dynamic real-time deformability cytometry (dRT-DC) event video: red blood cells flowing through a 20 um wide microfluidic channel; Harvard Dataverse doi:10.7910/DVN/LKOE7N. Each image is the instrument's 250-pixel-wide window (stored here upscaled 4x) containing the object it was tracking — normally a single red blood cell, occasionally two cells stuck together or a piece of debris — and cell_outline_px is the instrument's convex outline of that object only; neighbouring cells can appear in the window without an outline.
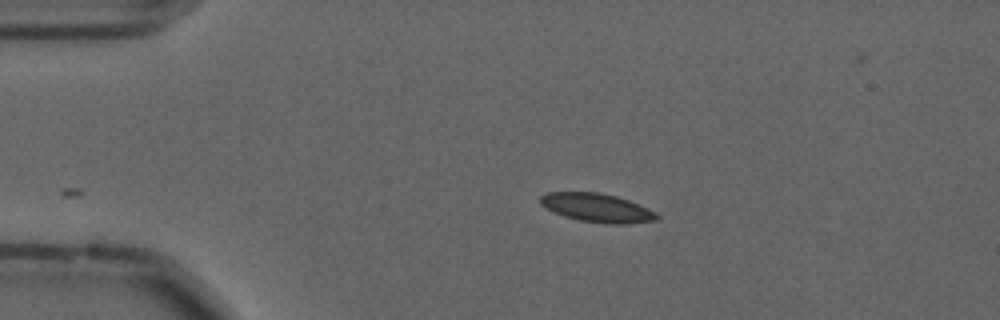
{"species": "common noctule bat (a hibernating species)", "species_latin": "Nyctalus noctula", "temperature_condition": "cold", "stored_images_in_passage": 35, "camera_frame_rate_fps": 3000, "um_per_image_px": 0.085, "animal": {"sex": "male", "forearm_length_mm": 52.5}, "frame": {"image": 1, "passage_image": 1, "time_ms": 0.0, "image_size_px": [1000, 320], "cell_outline_px": [[660, 216], [656, 220], [624, 224], [604, 224], [580, 220], [564, 216], [540, 204], [540, 196], [548, 192], [596, 192], [616, 196], [628, 200], [648, 208], [656, 212]], "centroid_in_image_um": [50.77, 17.66], "position_along_channel_um": 34.2, "area_um2": 19.31}}
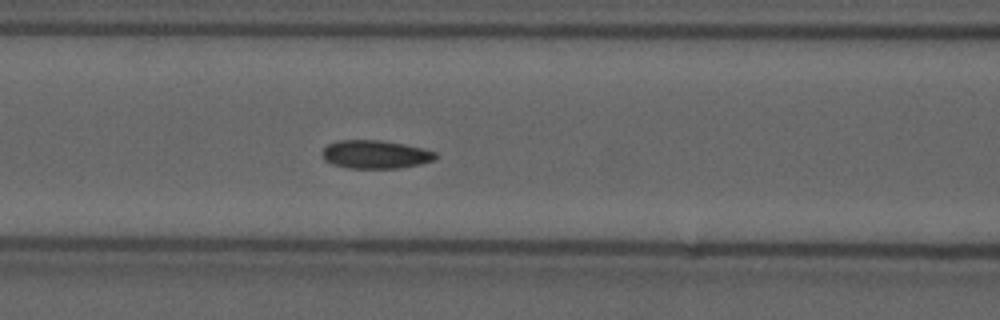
{"frame": {"image": 2, "passage_image": 13, "time_ms": 4.0, "image_size_px": [1000, 320], "cell_outline_px": [[436, 156], [432, 160], [420, 164], [400, 168], [348, 168], [332, 164], [324, 160], [320, 152], [328, 144], [336, 140], [380, 140], [404, 144], [436, 152]], "centroid_in_image_um": [31.84, 13.12], "position_along_channel_um": 134.8, "area_um2": 18.67}}
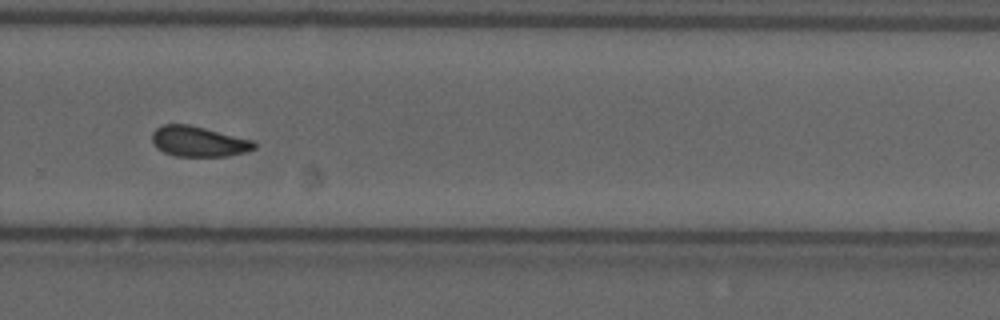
{"frame": {"image": 3, "passage_image": 28, "time_ms": 9.0, "image_size_px": [1000, 320], "cell_outline_px": [[256, 148], [244, 152], [228, 156], [176, 156], [164, 152], [156, 148], [152, 144], [152, 132], [156, 128], [164, 124], [188, 124], [252, 140], [256, 144]], "centroid_in_image_um": [16.83, 12.03], "position_along_channel_um": 313.0, "area_um2": 17.98}, "authors_computed_cell_mechanics": {"area_um2": 18.6116, "velocity_mm_per_s": 3.5726, "shape_relaxation_time_tau1_ms": null, "shape_relaxation_time_tau2_ms": 3.1584, "deformation_change_tau1": null, "deformation_change_tau2": 0.0635}}